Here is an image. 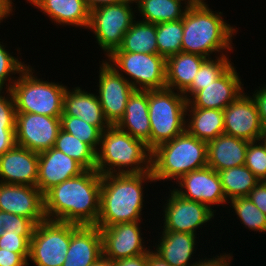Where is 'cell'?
Here are the masks:
<instances>
[{
	"instance_id": "5b68a950",
	"label": "cell",
	"mask_w": 266,
	"mask_h": 266,
	"mask_svg": "<svg viewBox=\"0 0 266 266\" xmlns=\"http://www.w3.org/2000/svg\"><path fill=\"white\" fill-rule=\"evenodd\" d=\"M207 166V142L187 131L151 151L155 182L178 181L185 174Z\"/></svg>"
},
{
	"instance_id": "60d3db41",
	"label": "cell",
	"mask_w": 266,
	"mask_h": 266,
	"mask_svg": "<svg viewBox=\"0 0 266 266\" xmlns=\"http://www.w3.org/2000/svg\"><path fill=\"white\" fill-rule=\"evenodd\" d=\"M15 122L16 108L12 91L0 89V126H15Z\"/></svg>"
},
{
	"instance_id": "9c48e42d",
	"label": "cell",
	"mask_w": 266,
	"mask_h": 266,
	"mask_svg": "<svg viewBox=\"0 0 266 266\" xmlns=\"http://www.w3.org/2000/svg\"><path fill=\"white\" fill-rule=\"evenodd\" d=\"M131 4L134 5L135 1L109 4L90 11L88 29L106 57L120 47L123 36L136 20V10Z\"/></svg>"
},
{
	"instance_id": "484cf974",
	"label": "cell",
	"mask_w": 266,
	"mask_h": 266,
	"mask_svg": "<svg viewBox=\"0 0 266 266\" xmlns=\"http://www.w3.org/2000/svg\"><path fill=\"white\" fill-rule=\"evenodd\" d=\"M116 126L132 137L142 140L150 150L148 91L135 90L129 97L123 117Z\"/></svg>"
},
{
	"instance_id": "277c9868",
	"label": "cell",
	"mask_w": 266,
	"mask_h": 266,
	"mask_svg": "<svg viewBox=\"0 0 266 266\" xmlns=\"http://www.w3.org/2000/svg\"><path fill=\"white\" fill-rule=\"evenodd\" d=\"M95 170L101 175L151 171V151L142 140L110 125L102 132Z\"/></svg>"
},
{
	"instance_id": "ac0fdd59",
	"label": "cell",
	"mask_w": 266,
	"mask_h": 266,
	"mask_svg": "<svg viewBox=\"0 0 266 266\" xmlns=\"http://www.w3.org/2000/svg\"><path fill=\"white\" fill-rule=\"evenodd\" d=\"M241 80L233 63L217 80L197 91L187 101V108L224 110L243 93Z\"/></svg>"
},
{
	"instance_id": "5bb4252c",
	"label": "cell",
	"mask_w": 266,
	"mask_h": 266,
	"mask_svg": "<svg viewBox=\"0 0 266 266\" xmlns=\"http://www.w3.org/2000/svg\"><path fill=\"white\" fill-rule=\"evenodd\" d=\"M173 190L185 199L198 201L210 208L228 205L218 172L205 166L182 176ZM212 206V207H211Z\"/></svg>"
},
{
	"instance_id": "7c38bea8",
	"label": "cell",
	"mask_w": 266,
	"mask_h": 266,
	"mask_svg": "<svg viewBox=\"0 0 266 266\" xmlns=\"http://www.w3.org/2000/svg\"><path fill=\"white\" fill-rule=\"evenodd\" d=\"M61 129L60 117L16 112V145L40 153L54 147Z\"/></svg>"
},
{
	"instance_id": "1f68e13d",
	"label": "cell",
	"mask_w": 266,
	"mask_h": 266,
	"mask_svg": "<svg viewBox=\"0 0 266 266\" xmlns=\"http://www.w3.org/2000/svg\"><path fill=\"white\" fill-rule=\"evenodd\" d=\"M215 58H207L202 63L192 84L183 92L187 101L197 91L204 89L205 86H208L213 83L214 80H217L233 63L231 62V59L229 60V55H215Z\"/></svg>"
},
{
	"instance_id": "603a6c76",
	"label": "cell",
	"mask_w": 266,
	"mask_h": 266,
	"mask_svg": "<svg viewBox=\"0 0 266 266\" xmlns=\"http://www.w3.org/2000/svg\"><path fill=\"white\" fill-rule=\"evenodd\" d=\"M61 116L77 117L97 126L102 132L110 126L104 117L97 94L82 90L79 86L72 90L67 87Z\"/></svg>"
},
{
	"instance_id": "ab89813d",
	"label": "cell",
	"mask_w": 266,
	"mask_h": 266,
	"mask_svg": "<svg viewBox=\"0 0 266 266\" xmlns=\"http://www.w3.org/2000/svg\"><path fill=\"white\" fill-rule=\"evenodd\" d=\"M32 236H21L19 233L4 231L0 237V249L19 253L27 262L30 255V241Z\"/></svg>"
},
{
	"instance_id": "4fadbf2b",
	"label": "cell",
	"mask_w": 266,
	"mask_h": 266,
	"mask_svg": "<svg viewBox=\"0 0 266 266\" xmlns=\"http://www.w3.org/2000/svg\"><path fill=\"white\" fill-rule=\"evenodd\" d=\"M100 62L97 96L105 119L110 125H116L123 117L126 104L135 89L105 60Z\"/></svg>"
},
{
	"instance_id": "8d00e7d4",
	"label": "cell",
	"mask_w": 266,
	"mask_h": 266,
	"mask_svg": "<svg viewBox=\"0 0 266 266\" xmlns=\"http://www.w3.org/2000/svg\"><path fill=\"white\" fill-rule=\"evenodd\" d=\"M17 57L18 56L14 57L12 53H9L6 49V45L0 41V89H11L12 85L17 80L15 75L20 74L27 66V63L25 64ZM5 85L7 87H5Z\"/></svg>"
},
{
	"instance_id": "ba28073f",
	"label": "cell",
	"mask_w": 266,
	"mask_h": 266,
	"mask_svg": "<svg viewBox=\"0 0 266 266\" xmlns=\"http://www.w3.org/2000/svg\"><path fill=\"white\" fill-rule=\"evenodd\" d=\"M105 61L135 90L166 88V59L159 54L112 52ZM122 72L129 77L127 78Z\"/></svg>"
},
{
	"instance_id": "8992f818",
	"label": "cell",
	"mask_w": 266,
	"mask_h": 266,
	"mask_svg": "<svg viewBox=\"0 0 266 266\" xmlns=\"http://www.w3.org/2000/svg\"><path fill=\"white\" fill-rule=\"evenodd\" d=\"M29 64L17 76L11 87L16 112L35 113L51 117L63 114L64 94L68 86L38 78Z\"/></svg>"
},
{
	"instance_id": "d6986e66",
	"label": "cell",
	"mask_w": 266,
	"mask_h": 266,
	"mask_svg": "<svg viewBox=\"0 0 266 266\" xmlns=\"http://www.w3.org/2000/svg\"><path fill=\"white\" fill-rule=\"evenodd\" d=\"M85 170L75 159L52 147L38 153L37 187L45 194L52 187L79 176Z\"/></svg>"
},
{
	"instance_id": "74e56055",
	"label": "cell",
	"mask_w": 266,
	"mask_h": 266,
	"mask_svg": "<svg viewBox=\"0 0 266 266\" xmlns=\"http://www.w3.org/2000/svg\"><path fill=\"white\" fill-rule=\"evenodd\" d=\"M245 166L260 180L266 181V146L261 140L249 142Z\"/></svg>"
},
{
	"instance_id": "30bf717a",
	"label": "cell",
	"mask_w": 266,
	"mask_h": 266,
	"mask_svg": "<svg viewBox=\"0 0 266 266\" xmlns=\"http://www.w3.org/2000/svg\"><path fill=\"white\" fill-rule=\"evenodd\" d=\"M71 239V223L44 220L34 228L28 259L35 266H63Z\"/></svg>"
},
{
	"instance_id": "d590c367",
	"label": "cell",
	"mask_w": 266,
	"mask_h": 266,
	"mask_svg": "<svg viewBox=\"0 0 266 266\" xmlns=\"http://www.w3.org/2000/svg\"><path fill=\"white\" fill-rule=\"evenodd\" d=\"M61 129L72 134L80 141L88 144L97 152L102 131L94 125L74 116H60Z\"/></svg>"
},
{
	"instance_id": "7bdbcfd3",
	"label": "cell",
	"mask_w": 266,
	"mask_h": 266,
	"mask_svg": "<svg viewBox=\"0 0 266 266\" xmlns=\"http://www.w3.org/2000/svg\"><path fill=\"white\" fill-rule=\"evenodd\" d=\"M15 145V126H0V156Z\"/></svg>"
},
{
	"instance_id": "816d5d0a",
	"label": "cell",
	"mask_w": 266,
	"mask_h": 266,
	"mask_svg": "<svg viewBox=\"0 0 266 266\" xmlns=\"http://www.w3.org/2000/svg\"><path fill=\"white\" fill-rule=\"evenodd\" d=\"M90 266H113V261L102 255L100 258H98L94 263H92Z\"/></svg>"
},
{
	"instance_id": "c3c4849f",
	"label": "cell",
	"mask_w": 266,
	"mask_h": 266,
	"mask_svg": "<svg viewBox=\"0 0 266 266\" xmlns=\"http://www.w3.org/2000/svg\"><path fill=\"white\" fill-rule=\"evenodd\" d=\"M13 0H0V24L15 11ZM14 10V11H13Z\"/></svg>"
},
{
	"instance_id": "e0dca14e",
	"label": "cell",
	"mask_w": 266,
	"mask_h": 266,
	"mask_svg": "<svg viewBox=\"0 0 266 266\" xmlns=\"http://www.w3.org/2000/svg\"><path fill=\"white\" fill-rule=\"evenodd\" d=\"M0 210L26 217L35 225L46 220L44 194L30 185L0 182Z\"/></svg>"
},
{
	"instance_id": "7a4b0ae2",
	"label": "cell",
	"mask_w": 266,
	"mask_h": 266,
	"mask_svg": "<svg viewBox=\"0 0 266 266\" xmlns=\"http://www.w3.org/2000/svg\"><path fill=\"white\" fill-rule=\"evenodd\" d=\"M204 1L193 2L183 16L181 51L206 58H212L215 53L227 55L233 50L232 39L238 30L226 23L223 12L213 11Z\"/></svg>"
},
{
	"instance_id": "f546056e",
	"label": "cell",
	"mask_w": 266,
	"mask_h": 266,
	"mask_svg": "<svg viewBox=\"0 0 266 266\" xmlns=\"http://www.w3.org/2000/svg\"><path fill=\"white\" fill-rule=\"evenodd\" d=\"M113 52L158 54L156 24L135 20L123 36L120 47Z\"/></svg>"
},
{
	"instance_id": "9a60e30c",
	"label": "cell",
	"mask_w": 266,
	"mask_h": 266,
	"mask_svg": "<svg viewBox=\"0 0 266 266\" xmlns=\"http://www.w3.org/2000/svg\"><path fill=\"white\" fill-rule=\"evenodd\" d=\"M141 222L118 223L105 228H99L102 234L103 255L115 261L118 259L142 255L150 250L144 244Z\"/></svg>"
},
{
	"instance_id": "ffe728a7",
	"label": "cell",
	"mask_w": 266,
	"mask_h": 266,
	"mask_svg": "<svg viewBox=\"0 0 266 266\" xmlns=\"http://www.w3.org/2000/svg\"><path fill=\"white\" fill-rule=\"evenodd\" d=\"M0 182L37 187L38 153L15 145L0 156Z\"/></svg>"
},
{
	"instance_id": "bcb514c9",
	"label": "cell",
	"mask_w": 266,
	"mask_h": 266,
	"mask_svg": "<svg viewBox=\"0 0 266 266\" xmlns=\"http://www.w3.org/2000/svg\"><path fill=\"white\" fill-rule=\"evenodd\" d=\"M0 266H28V262L19 253L0 249Z\"/></svg>"
},
{
	"instance_id": "6da1fadb",
	"label": "cell",
	"mask_w": 266,
	"mask_h": 266,
	"mask_svg": "<svg viewBox=\"0 0 266 266\" xmlns=\"http://www.w3.org/2000/svg\"><path fill=\"white\" fill-rule=\"evenodd\" d=\"M101 183L102 175L93 169L52 187L44 194L46 219L96 225L100 212Z\"/></svg>"
},
{
	"instance_id": "cb8c5ba5",
	"label": "cell",
	"mask_w": 266,
	"mask_h": 266,
	"mask_svg": "<svg viewBox=\"0 0 266 266\" xmlns=\"http://www.w3.org/2000/svg\"><path fill=\"white\" fill-rule=\"evenodd\" d=\"M249 142L221 134L207 142V166L219 172L245 165Z\"/></svg>"
},
{
	"instance_id": "f1b7e54d",
	"label": "cell",
	"mask_w": 266,
	"mask_h": 266,
	"mask_svg": "<svg viewBox=\"0 0 266 266\" xmlns=\"http://www.w3.org/2000/svg\"><path fill=\"white\" fill-rule=\"evenodd\" d=\"M136 13L142 17L140 21L158 24L183 19L193 2L197 0H134ZM183 1V2H182ZM182 4V5H181ZM184 5V6H183Z\"/></svg>"
},
{
	"instance_id": "7402d4cb",
	"label": "cell",
	"mask_w": 266,
	"mask_h": 266,
	"mask_svg": "<svg viewBox=\"0 0 266 266\" xmlns=\"http://www.w3.org/2000/svg\"><path fill=\"white\" fill-rule=\"evenodd\" d=\"M161 236L155 243L154 253L171 266H195L197 261L192 262L196 253L198 241L195 234L161 231ZM195 251V252H194Z\"/></svg>"
},
{
	"instance_id": "f5cc1de1",
	"label": "cell",
	"mask_w": 266,
	"mask_h": 266,
	"mask_svg": "<svg viewBox=\"0 0 266 266\" xmlns=\"http://www.w3.org/2000/svg\"><path fill=\"white\" fill-rule=\"evenodd\" d=\"M260 140L262 141V143L266 146V126L264 127L262 134H261V138Z\"/></svg>"
},
{
	"instance_id": "e575fe53",
	"label": "cell",
	"mask_w": 266,
	"mask_h": 266,
	"mask_svg": "<svg viewBox=\"0 0 266 266\" xmlns=\"http://www.w3.org/2000/svg\"><path fill=\"white\" fill-rule=\"evenodd\" d=\"M241 224L249 231L266 232V215L261 212L249 197L234 198L228 202Z\"/></svg>"
},
{
	"instance_id": "ee69618b",
	"label": "cell",
	"mask_w": 266,
	"mask_h": 266,
	"mask_svg": "<svg viewBox=\"0 0 266 266\" xmlns=\"http://www.w3.org/2000/svg\"><path fill=\"white\" fill-rule=\"evenodd\" d=\"M252 92V99L256 106L263 126H266V84Z\"/></svg>"
},
{
	"instance_id": "4dcf8cb0",
	"label": "cell",
	"mask_w": 266,
	"mask_h": 266,
	"mask_svg": "<svg viewBox=\"0 0 266 266\" xmlns=\"http://www.w3.org/2000/svg\"><path fill=\"white\" fill-rule=\"evenodd\" d=\"M218 175L228 202L234 198L248 197L260 181L245 165L219 171Z\"/></svg>"
},
{
	"instance_id": "836d02e7",
	"label": "cell",
	"mask_w": 266,
	"mask_h": 266,
	"mask_svg": "<svg viewBox=\"0 0 266 266\" xmlns=\"http://www.w3.org/2000/svg\"><path fill=\"white\" fill-rule=\"evenodd\" d=\"M183 19L156 24L158 54L165 59L181 52Z\"/></svg>"
},
{
	"instance_id": "681fc988",
	"label": "cell",
	"mask_w": 266,
	"mask_h": 266,
	"mask_svg": "<svg viewBox=\"0 0 266 266\" xmlns=\"http://www.w3.org/2000/svg\"><path fill=\"white\" fill-rule=\"evenodd\" d=\"M125 1H134V0H84L87 8L91 11L101 6L115 4V3H122Z\"/></svg>"
},
{
	"instance_id": "d4e9b609",
	"label": "cell",
	"mask_w": 266,
	"mask_h": 266,
	"mask_svg": "<svg viewBox=\"0 0 266 266\" xmlns=\"http://www.w3.org/2000/svg\"><path fill=\"white\" fill-rule=\"evenodd\" d=\"M56 25L88 29L90 10L84 0H26Z\"/></svg>"
},
{
	"instance_id": "4316f807",
	"label": "cell",
	"mask_w": 266,
	"mask_h": 266,
	"mask_svg": "<svg viewBox=\"0 0 266 266\" xmlns=\"http://www.w3.org/2000/svg\"><path fill=\"white\" fill-rule=\"evenodd\" d=\"M207 58L194 53L179 52L166 59V88L183 93L193 82Z\"/></svg>"
},
{
	"instance_id": "8fae6325",
	"label": "cell",
	"mask_w": 266,
	"mask_h": 266,
	"mask_svg": "<svg viewBox=\"0 0 266 266\" xmlns=\"http://www.w3.org/2000/svg\"><path fill=\"white\" fill-rule=\"evenodd\" d=\"M170 194L164 197L166 201L162 206L164 223L162 231H176L197 235V229H202L203 225L212 221L215 217L216 209L200 203L185 199L178 195L173 189ZM167 198V200L165 199Z\"/></svg>"
},
{
	"instance_id": "f6af8a7d",
	"label": "cell",
	"mask_w": 266,
	"mask_h": 266,
	"mask_svg": "<svg viewBox=\"0 0 266 266\" xmlns=\"http://www.w3.org/2000/svg\"><path fill=\"white\" fill-rule=\"evenodd\" d=\"M220 254V256H219ZM218 255H215V257L213 256L212 258H197V263L195 266H231V260L233 259V255L231 253L226 254L225 253H219Z\"/></svg>"
},
{
	"instance_id": "b9f144b4",
	"label": "cell",
	"mask_w": 266,
	"mask_h": 266,
	"mask_svg": "<svg viewBox=\"0 0 266 266\" xmlns=\"http://www.w3.org/2000/svg\"><path fill=\"white\" fill-rule=\"evenodd\" d=\"M248 197L266 215V181H259L250 191Z\"/></svg>"
},
{
	"instance_id": "d6a6232c",
	"label": "cell",
	"mask_w": 266,
	"mask_h": 266,
	"mask_svg": "<svg viewBox=\"0 0 266 266\" xmlns=\"http://www.w3.org/2000/svg\"><path fill=\"white\" fill-rule=\"evenodd\" d=\"M54 148L75 159L86 170L96 167V152L88 144L62 129L58 133Z\"/></svg>"
},
{
	"instance_id": "2e32d148",
	"label": "cell",
	"mask_w": 266,
	"mask_h": 266,
	"mask_svg": "<svg viewBox=\"0 0 266 266\" xmlns=\"http://www.w3.org/2000/svg\"><path fill=\"white\" fill-rule=\"evenodd\" d=\"M224 134L246 140L258 141L264 126L251 95L243 93L224 110Z\"/></svg>"
},
{
	"instance_id": "7dc6e473",
	"label": "cell",
	"mask_w": 266,
	"mask_h": 266,
	"mask_svg": "<svg viewBox=\"0 0 266 266\" xmlns=\"http://www.w3.org/2000/svg\"><path fill=\"white\" fill-rule=\"evenodd\" d=\"M149 251L142 255L128 257L113 261V266H148Z\"/></svg>"
},
{
	"instance_id": "f35d334b",
	"label": "cell",
	"mask_w": 266,
	"mask_h": 266,
	"mask_svg": "<svg viewBox=\"0 0 266 266\" xmlns=\"http://www.w3.org/2000/svg\"><path fill=\"white\" fill-rule=\"evenodd\" d=\"M35 224L28 218L0 210V237L4 231L19 233L21 236H32Z\"/></svg>"
},
{
	"instance_id": "52a82bcc",
	"label": "cell",
	"mask_w": 266,
	"mask_h": 266,
	"mask_svg": "<svg viewBox=\"0 0 266 266\" xmlns=\"http://www.w3.org/2000/svg\"><path fill=\"white\" fill-rule=\"evenodd\" d=\"M186 109L187 99L181 92L168 88L148 91L150 151L186 131Z\"/></svg>"
},
{
	"instance_id": "44dd1931",
	"label": "cell",
	"mask_w": 266,
	"mask_h": 266,
	"mask_svg": "<svg viewBox=\"0 0 266 266\" xmlns=\"http://www.w3.org/2000/svg\"><path fill=\"white\" fill-rule=\"evenodd\" d=\"M102 255V234L99 227L71 223V239L63 266H90Z\"/></svg>"
},
{
	"instance_id": "f907efd6",
	"label": "cell",
	"mask_w": 266,
	"mask_h": 266,
	"mask_svg": "<svg viewBox=\"0 0 266 266\" xmlns=\"http://www.w3.org/2000/svg\"><path fill=\"white\" fill-rule=\"evenodd\" d=\"M148 266H171L166 261L162 260L159 256H157L153 250H149V262Z\"/></svg>"
},
{
	"instance_id": "3957f363",
	"label": "cell",
	"mask_w": 266,
	"mask_h": 266,
	"mask_svg": "<svg viewBox=\"0 0 266 266\" xmlns=\"http://www.w3.org/2000/svg\"><path fill=\"white\" fill-rule=\"evenodd\" d=\"M155 182L151 171L139 174L102 175L100 212L95 226L142 221L144 183ZM144 205V206H143Z\"/></svg>"
},
{
	"instance_id": "83f0119b",
	"label": "cell",
	"mask_w": 266,
	"mask_h": 266,
	"mask_svg": "<svg viewBox=\"0 0 266 266\" xmlns=\"http://www.w3.org/2000/svg\"><path fill=\"white\" fill-rule=\"evenodd\" d=\"M186 131L203 141L224 134V114L219 109L187 108Z\"/></svg>"
}]
</instances>
